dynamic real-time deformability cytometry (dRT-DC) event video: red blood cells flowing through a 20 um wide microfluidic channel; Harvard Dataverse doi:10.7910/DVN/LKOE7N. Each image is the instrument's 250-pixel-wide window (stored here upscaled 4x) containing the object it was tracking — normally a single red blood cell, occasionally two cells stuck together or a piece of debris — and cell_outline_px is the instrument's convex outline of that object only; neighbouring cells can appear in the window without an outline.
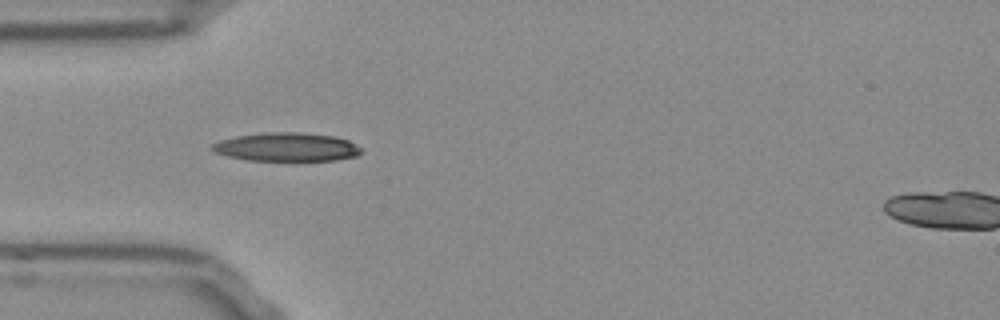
{"species": "Egyptian fruit bat (a non-hibernating species)", "species_latin": "Rousettus aegyptiacus", "temperature_condition": "room temperature", "stored_images_in_passage": 29, "camera_frame_rate_fps": 3000, "um_per_image_px": 0.085, "frame": {"image": 1, "passage_image": 1, "time_ms": 0.0, "image_size_px": [1000, 320], "cell_outline_px": [[364, 152], [356, 156], [336, 160], [248, 160], [228, 156], [216, 152], [212, 148], [212, 144], [220, 140], [236, 136], [268, 132], [300, 132], [336, 136], [348, 140], [360, 148]], "centroid_in_image_um": [24.4, 12.49], "position_along_channel_um": 60.6, "area_um2": 24.68}}
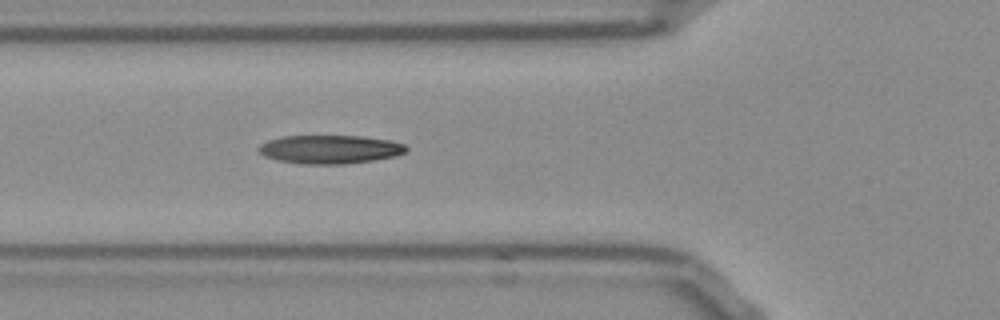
{"frame": {"image": 2, "passage_image": 4, "time_ms": 1.0, "image_size_px": [1000, 320], "cell_outline_px": [[408, 148], [404, 152], [392, 156], [372, 160], [344, 164], [304, 164], [276, 160], [264, 156], [256, 148], [260, 144], [268, 140], [280, 136], [364, 136], [392, 140], [404, 144]], "centroid_in_image_um": [28.0, 12.68], "position_along_channel_um": 97.8, "area_um2": 24.57}}
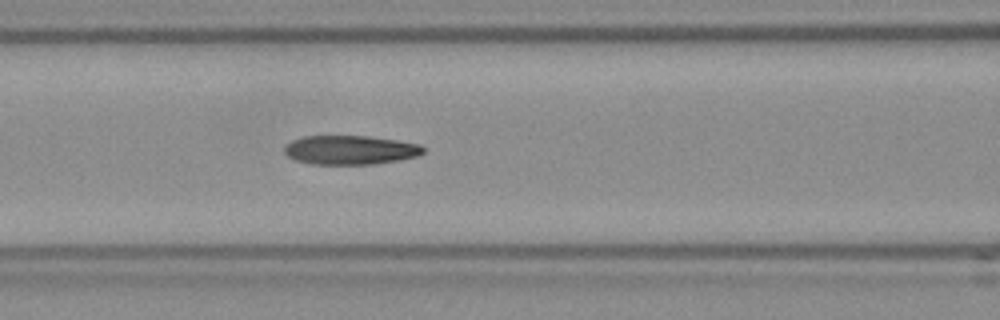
{"frame": {"image": 3, "passage_image": 7, "time_ms": 2.0, "image_size_px": [1000, 320], "cell_outline_px": [[424, 152], [416, 156], [396, 160], [372, 164], [312, 164], [296, 160], [288, 156], [284, 152], [284, 148], [292, 140], [304, 136], [368, 136], [396, 140], [420, 144], [424, 148]], "centroid_in_image_um": [29.75, 12.74], "position_along_channel_um": 136.8, "area_um2": 23.29}, "authors_computed_cell_mechanics": {"area_um2": 24.2182, "velocity_mm_per_s": 3.8407, "shape_relaxation_time_tau1_ms": 8.8481, "shape_relaxation_time_tau2_ms": 5.4536, "deformation_change_tau1": 0.243, "deformation_change_tau2": 0.1448}}